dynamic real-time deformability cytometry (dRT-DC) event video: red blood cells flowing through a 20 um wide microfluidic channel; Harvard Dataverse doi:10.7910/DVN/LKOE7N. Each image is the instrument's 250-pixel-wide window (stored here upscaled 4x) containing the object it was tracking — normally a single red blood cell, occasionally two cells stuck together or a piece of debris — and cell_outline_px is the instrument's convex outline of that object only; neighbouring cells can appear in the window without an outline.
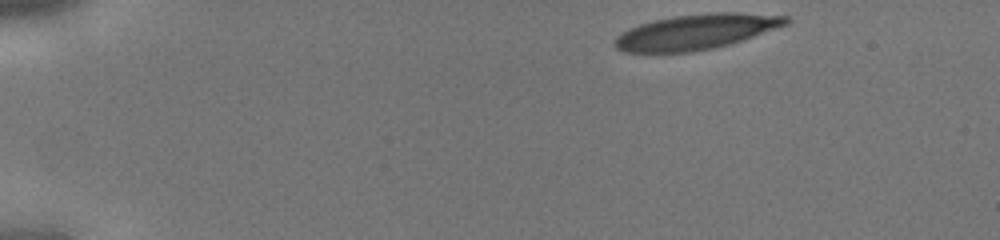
{"species": "human", "species_latin": "Homo sapiens", "temperature_condition": "cold", "stored_images_in_passage": 38, "camera_frame_rate_fps": 3000, "um_per_image_px": 0.085, "donor": {"sex": "male"}, "frame": {"image": 1, "passage_image": 1, "time_ms": 0.0, "image_size_px": [1000, 240], "cell_outline_px": [[792, 20], [788, 24], [744, 40], [712, 48], [692, 52], [624, 52], [616, 48], [612, 44], [612, 40], [616, 36], [628, 28], [652, 20], [676, 16], [708, 12], [740, 12], [788, 16]], "centroid_in_image_um": [59.17, 2.69], "position_along_channel_um": 25.8, "area_um2": 35.43}}
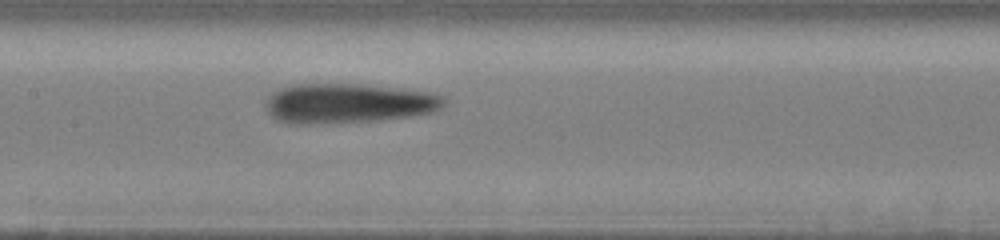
{"frame": {"image": 2, "passage_image": 17, "time_ms": 5.333, "image_size_px": [1000, 240], "cell_outline_px": [[444, 104], [436, 112], [408, 116], [376, 120], [308, 124], [288, 124], [272, 116], [268, 112], [264, 104], [264, 100], [272, 92], [280, 88], [292, 84], [360, 84], [432, 92], [444, 96]], "centroid_in_image_um": [29.56, 8.77], "position_along_channel_um": 177.8, "area_um2": 41.33}}
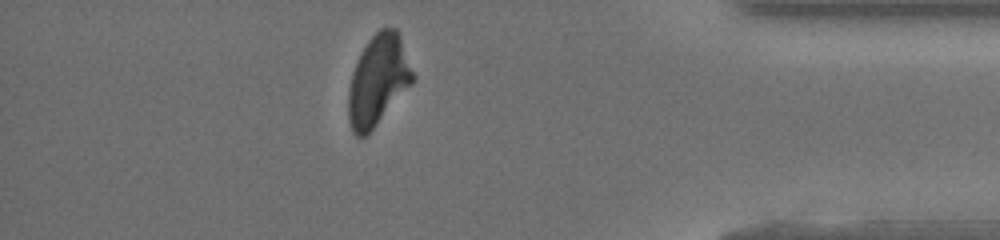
{"frame": {"image": 3, "passage_image": 33, "time_ms": 10.667, "image_size_px": [1000, 240], "cell_outline_px": [[416, 76], [412, 84], [376, 124], [360, 140], [352, 132], [348, 120], [348, 88], [352, 72], [360, 52], [368, 40], [380, 28], [396, 28], [400, 36]], "centroid_in_image_um": [32.13, 6.81], "position_along_channel_um": 403.1, "area_um2": 33.99}}